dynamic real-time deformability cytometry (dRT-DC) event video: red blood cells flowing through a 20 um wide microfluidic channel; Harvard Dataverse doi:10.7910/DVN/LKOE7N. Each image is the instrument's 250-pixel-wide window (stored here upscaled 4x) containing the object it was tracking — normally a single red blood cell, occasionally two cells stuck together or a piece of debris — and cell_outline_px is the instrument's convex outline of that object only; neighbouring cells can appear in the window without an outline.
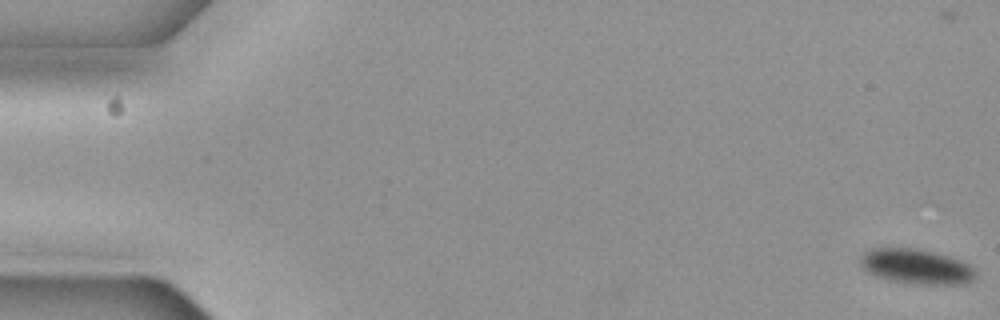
{"species": "common noctule bat (a hibernating species)", "species_latin": "Nyctalus noctula", "temperature_condition": "cold", "stored_images_in_passage": 59, "camera_frame_rate_fps": 3000, "um_per_image_px": 0.085, "animal": {"sex": "female", "body_mass_g": 19.3, "forearm_length_mm": 54.1}, "frame": {"image": 1, "passage_image": 1, "time_ms": 0.0, "image_size_px": [1000, 320], "cell_outline_px": [[972, 280], [964, 284], [920, 284], [892, 280], [876, 276], [868, 272], [860, 264], [860, 260], [864, 252], [872, 248], [916, 248], [948, 256], [960, 260], [968, 264], [972, 268]], "centroid_in_image_um": [77.84, 22.64], "position_along_channel_um": 7.2, "area_um2": 22.95}}
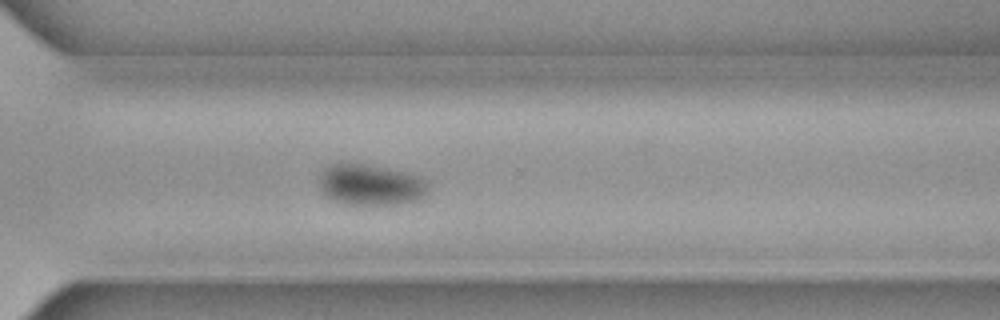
{"frame": {"image": 2, "passage_image": 42, "time_ms": 13.667, "image_size_px": [1000, 320], "cell_outline_px": [[428, 192], [424, 196], [416, 200], [400, 204], [344, 204], [332, 200], [320, 192], [320, 176], [324, 168], [340, 160], [348, 160], [408, 172], [420, 176], [428, 184]], "centroid_in_image_um": [31.46, 15.66], "position_along_channel_um": 339.1, "area_um2": 26.82}}
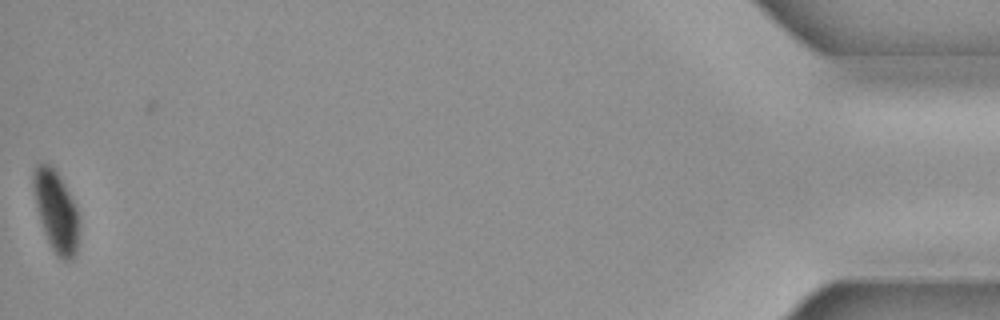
{"frame": {"image": 3, "passage_image": 58, "time_ms": 19.0, "image_size_px": [1000, 320], "cell_outline_px": [[80, 228], [76, 256], [72, 260], [64, 260], [56, 256], [44, 232], [36, 208], [32, 188], [32, 176], [36, 164], [52, 164], [56, 168], [76, 204], [80, 216]], "centroid_in_image_um": [4.79, 17.94], "position_along_channel_um": 430.4, "area_um2": 22.37}, "authors_computed_cell_mechanics": {"area_um2": 25.8366, "velocity_mm_per_s": 3.6395, "shape_relaxation_time_tau1_ms": 2.3786, "shape_relaxation_time_tau2_ms": null, "deformation_change_tau1": 0.0618, "deformation_change_tau2": null}}